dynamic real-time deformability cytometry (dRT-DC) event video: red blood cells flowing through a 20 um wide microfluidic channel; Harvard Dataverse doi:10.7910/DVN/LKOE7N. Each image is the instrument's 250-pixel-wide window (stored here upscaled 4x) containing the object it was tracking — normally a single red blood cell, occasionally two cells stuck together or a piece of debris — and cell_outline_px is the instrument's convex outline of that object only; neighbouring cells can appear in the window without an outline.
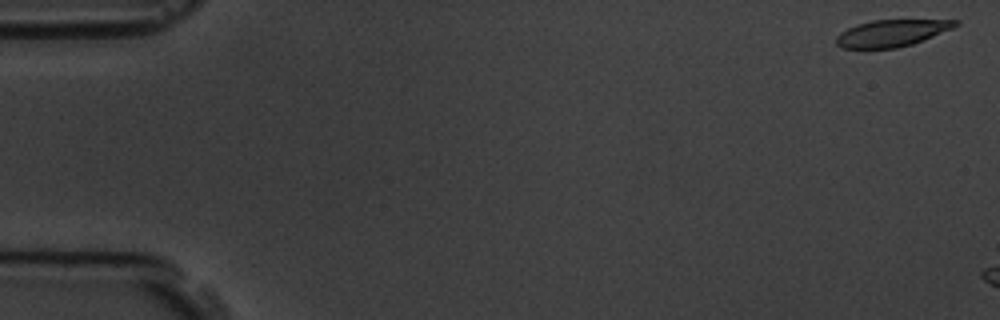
{"species": "common noctule bat (a hibernating species)", "species_latin": "Nyctalus noctula", "temperature_condition": "room temperature", "stored_images_in_passage": 5, "camera_frame_rate_fps": 3000, "um_per_image_px": 0.085, "animal": {"sex": "male", "body_mass_g": 19.5, "forearm_length_mm": 54.6}, "frame": {"image": 1, "passage_image": 1, "time_ms": 0.0, "image_size_px": [1000, 320], "cell_outline_px": [[960, 24], [952, 28], [924, 40], [912, 44], [896, 48], [844, 48], [836, 44], [836, 36], [840, 32], [856, 24], [872, 20], [960, 20]], "centroid_in_image_um": [75.79, 2.81], "position_along_channel_um": 9.2, "area_um2": 18.55}}